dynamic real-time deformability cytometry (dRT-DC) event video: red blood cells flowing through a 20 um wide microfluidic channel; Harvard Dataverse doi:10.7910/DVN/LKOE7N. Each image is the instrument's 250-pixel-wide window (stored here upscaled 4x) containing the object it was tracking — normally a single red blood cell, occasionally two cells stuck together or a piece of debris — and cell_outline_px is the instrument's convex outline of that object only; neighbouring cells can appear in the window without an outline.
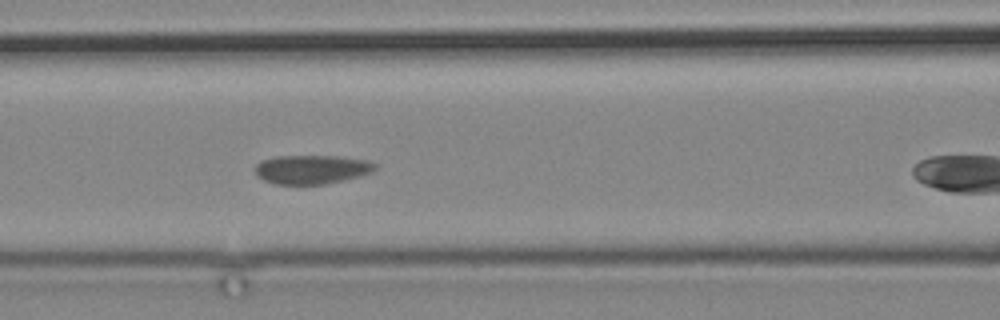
{"species": "common noctule bat (a hibernating species)", "species_latin": "Nyctalus noctula", "temperature_condition": "cold", "stored_images_in_passage": 4, "camera_frame_rate_fps": 3000, "um_per_image_px": 0.085, "animal": {"sex": "male", "body_mass_g": 19.2, "forearm_length_mm": 51.8}, "frame": {"image": 1, "passage_image": 3, "time_ms": 2.0, "image_size_px": [1000, 320], "cell_outline_px": [[376, 168], [372, 172], [360, 176], [344, 180], [324, 184], [276, 184], [264, 180], [256, 176], [256, 164], [260, 160], [276, 156], [336, 156], [368, 160], [376, 164]], "centroid_in_image_um": [26.49, 14.39], "position_along_channel_um": 140.1, "area_um2": 20.29}}